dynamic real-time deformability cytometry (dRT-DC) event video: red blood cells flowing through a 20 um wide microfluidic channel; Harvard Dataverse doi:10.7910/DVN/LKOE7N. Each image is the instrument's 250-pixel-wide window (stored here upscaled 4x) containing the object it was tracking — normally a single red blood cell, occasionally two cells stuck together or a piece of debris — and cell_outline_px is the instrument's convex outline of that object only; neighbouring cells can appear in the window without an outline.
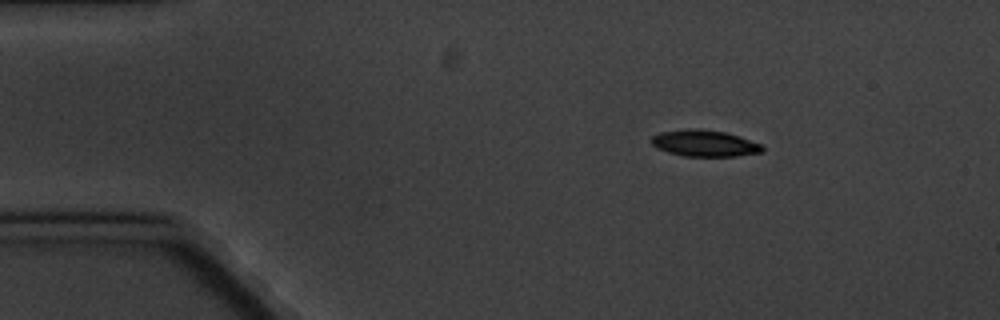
{"species": "common noctule bat (a hibernating species)", "species_latin": "Nyctalus noctula", "temperature_condition": "cold", "stored_images_in_passage": 8, "camera_frame_rate_fps": 3000, "um_per_image_px": 0.085, "animal": {"sex": "male", "body_mass_g": 20.1, "forearm_length_mm": 53.5}, "frame": {"image": 1, "passage_image": 1, "time_ms": 0.0, "image_size_px": [1000, 320], "cell_outline_px": [[764, 152], [736, 156], [684, 156], [668, 152], [656, 148], [648, 140], [652, 136], [660, 132], [692, 128], [700, 128], [724, 132], [740, 136], [760, 144], [764, 148]], "centroid_in_image_um": [59.86, 12.17], "position_along_channel_um": 25.1, "area_um2": 17.22}}
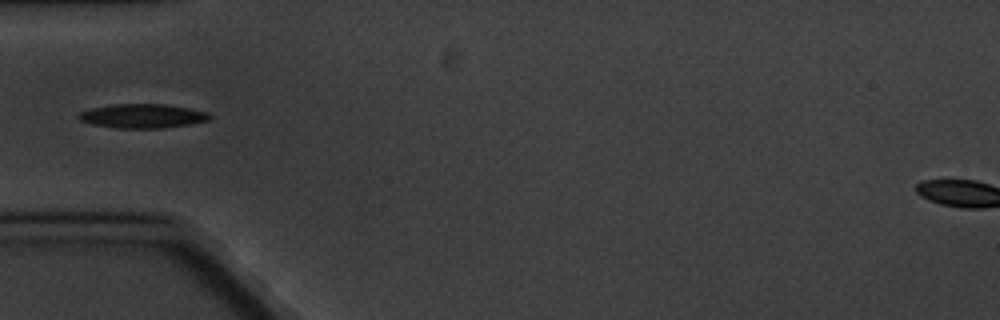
{"frame": {"image": 2, "passage_image": 3, "time_ms": 3.333, "image_size_px": [1000, 320], "cell_outline_px": [[212, 116], [208, 120], [188, 124], [164, 128], [116, 128], [92, 124], [80, 120], [76, 116], [80, 112], [92, 108], [112, 104], [164, 104], [188, 108], [208, 112]], "centroid_in_image_um": [12.1, 9.86], "position_along_channel_um": 72.9, "area_um2": 18.32}}
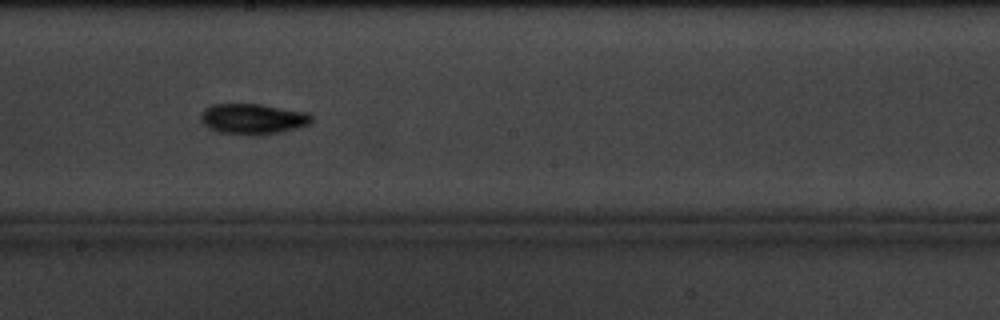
{"frame": {"image": 3, "passage_image": 7, "time_ms": 8.0, "image_size_px": [1000, 320], "cell_outline_px": [[312, 120], [308, 124], [280, 132], [256, 136], [248, 136], [220, 132], [212, 128], [204, 120], [204, 112], [208, 108], [216, 104], [260, 104], [308, 112], [312, 116]], "centroid_in_image_um": [21.6, 10.11], "position_along_channel_um": 226.6, "area_um2": 19.19}}